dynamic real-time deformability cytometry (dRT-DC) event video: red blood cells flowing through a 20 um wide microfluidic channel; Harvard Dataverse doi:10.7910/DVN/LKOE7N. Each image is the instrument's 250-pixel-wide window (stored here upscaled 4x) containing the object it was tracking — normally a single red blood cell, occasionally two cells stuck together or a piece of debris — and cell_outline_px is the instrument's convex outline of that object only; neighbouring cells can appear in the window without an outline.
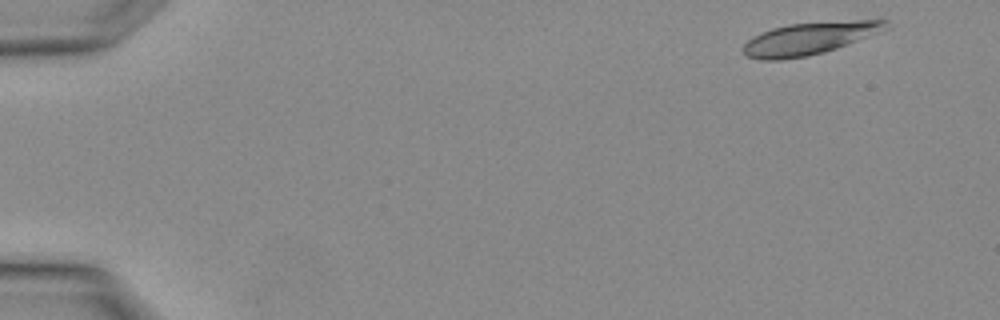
{"species": "Egyptian fruit bat (a non-hibernating species)", "species_latin": "Rousettus aegyptiacus", "temperature_condition": "warm", "stored_images_in_passage": 3, "camera_frame_rate_fps": 3000, "um_per_image_px": 0.085, "animal": {"sex": "female"}, "frame": {"image": 1, "passage_image": 1, "time_ms": 0.0, "image_size_px": [1000, 320], "cell_outline_px": [[892, 28], [836, 48], [824, 52], [808, 56], [780, 60], [760, 60], [748, 56], [740, 48], [748, 40], [772, 28], [788, 24], [856, 20], [888, 20]], "centroid_in_image_um": [68.84, 3.27], "position_along_channel_um": 16.2, "area_um2": 26.82}}
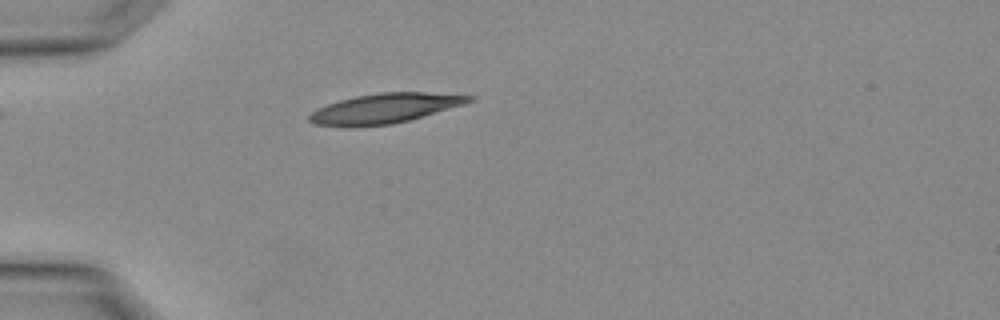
{"frame": {"image": 2, "passage_image": 3, "time_ms": 0.667, "image_size_px": [1000, 320], "cell_outline_px": [[476, 100], [464, 104], [408, 120], [392, 124], [356, 128], [352, 128], [316, 124], [308, 120], [308, 116], [312, 112], [328, 104], [340, 100], [356, 96], [380, 92], [424, 92], [476, 96]], "centroid_in_image_um": [32.7, 9.22], "position_along_channel_um": 52.3, "area_um2": 27.74}}